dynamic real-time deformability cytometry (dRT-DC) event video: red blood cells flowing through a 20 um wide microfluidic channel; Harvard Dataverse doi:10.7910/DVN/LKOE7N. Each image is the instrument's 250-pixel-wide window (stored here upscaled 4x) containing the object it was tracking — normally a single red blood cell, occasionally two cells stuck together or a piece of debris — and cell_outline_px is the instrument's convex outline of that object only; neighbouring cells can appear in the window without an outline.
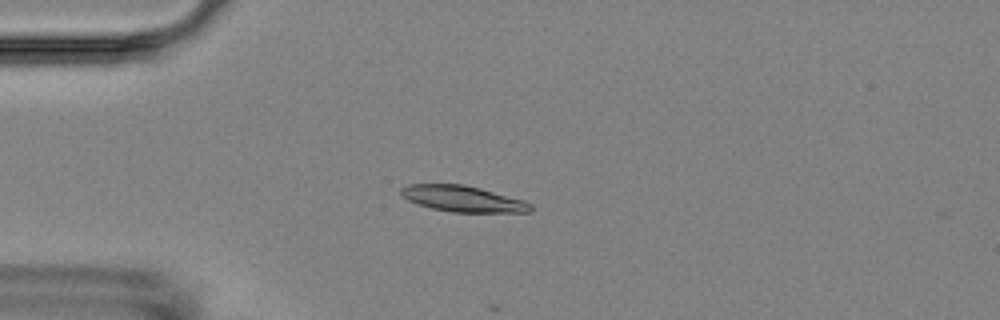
{"species": "Egyptian fruit bat (a non-hibernating species)", "species_latin": "Rousettus aegyptiacus", "temperature_condition": "room temperature", "stored_images_in_passage": 7, "camera_frame_rate_fps": 3000, "um_per_image_px": 0.085, "animal": {"sex": "female"}, "frame": {"image": 1, "passage_image": 4, "time_ms": 3.333, "image_size_px": [1000, 320], "cell_outline_px": [[532, 212], [452, 212], [432, 208], [416, 204], [408, 200], [400, 192], [400, 188], [408, 184], [464, 184], [480, 188], [524, 200], [532, 204]], "centroid_in_image_um": [39.35, 16.89], "position_along_channel_um": 45.7, "area_um2": 19.65}}
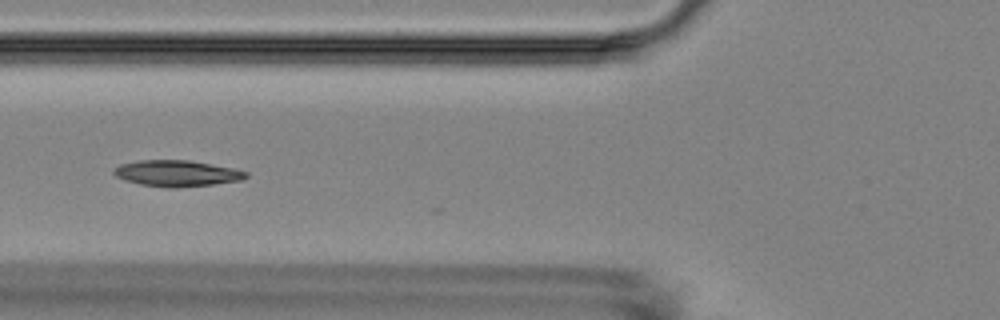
{"frame": {"image": 2, "passage_image": 6, "time_ms": 5.667, "image_size_px": [1000, 320], "cell_outline_px": [[248, 176], [240, 180], [212, 184], [176, 188], [164, 188], [140, 184], [124, 180], [116, 176], [112, 172], [112, 168], [120, 164], [136, 160], [188, 160], [232, 168], [248, 172]], "centroid_in_image_um": [14.96, 14.73], "position_along_channel_um": 110.8, "area_um2": 20.17}}